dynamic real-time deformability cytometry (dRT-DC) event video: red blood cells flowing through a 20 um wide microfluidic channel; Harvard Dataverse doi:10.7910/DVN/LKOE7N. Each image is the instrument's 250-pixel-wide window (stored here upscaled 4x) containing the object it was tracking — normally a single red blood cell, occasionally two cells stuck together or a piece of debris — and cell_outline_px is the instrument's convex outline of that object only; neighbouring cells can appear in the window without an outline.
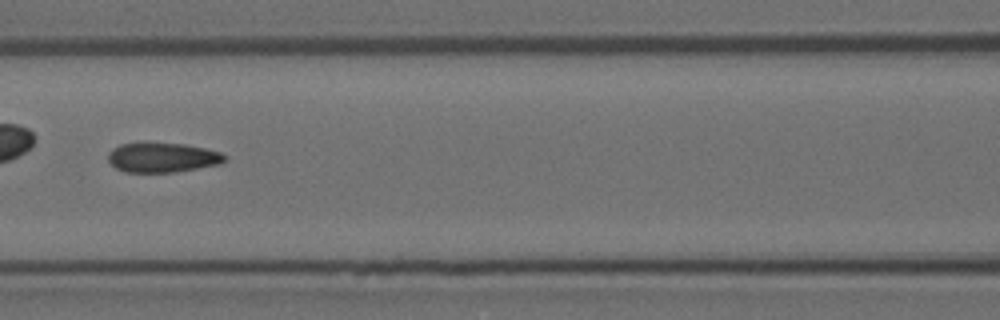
{"species": "Egyptian fruit bat (a non-hibernating species)", "species_latin": "Rousettus aegyptiacus", "temperature_condition": "room temperature", "stored_images_in_passage": 52, "camera_frame_rate_fps": 3000, "um_per_image_px": 0.085, "animal": {"sex": "female"}, "frame": {"image": 1, "passage_image": 23, "time_ms": 7.333, "image_size_px": [1000, 320], "cell_outline_px": [[228, 156], [220, 164], [172, 172], [124, 172], [116, 168], [108, 160], [108, 152], [112, 148], [120, 144], [184, 144], [204, 148], [220, 152]], "centroid_in_image_um": [13.79, 13.4], "position_along_channel_um": 152.8, "area_um2": 19.77}, "authors_computed_cell_mechanics": {"area_um2": 20.6057, "velocity_mm_per_s": 3.7456, "shape_relaxation_time_tau1_ms": null, "shape_relaxation_time_tau2_ms": 1.8568, "deformation_change_tau1": null, "deformation_change_tau2": 0.0904}}